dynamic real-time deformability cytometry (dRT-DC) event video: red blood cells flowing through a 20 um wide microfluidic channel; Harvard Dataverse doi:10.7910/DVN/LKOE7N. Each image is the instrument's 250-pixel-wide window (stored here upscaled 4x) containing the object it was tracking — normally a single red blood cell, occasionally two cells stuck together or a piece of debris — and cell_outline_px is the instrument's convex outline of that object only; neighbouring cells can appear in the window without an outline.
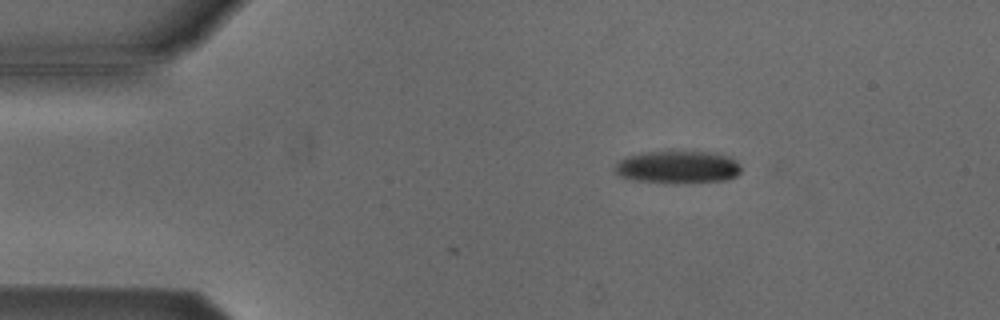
{"species": "Egyptian fruit bat (a non-hibernating species)", "species_latin": "Rousettus aegyptiacus", "temperature_condition": "cold", "stored_images_in_passage": 4, "camera_frame_rate_fps": 3000, "um_per_image_px": 0.085, "animal": {"sex": "male"}, "frame": {"image": 1, "passage_image": 1, "time_ms": 0.0, "image_size_px": [1000, 320], "cell_outline_px": [[740, 172], [736, 176], [728, 180], [676, 184], [636, 180], [620, 176], [616, 172], [616, 164], [620, 160], [628, 156], [640, 152], [672, 148], [720, 152], [732, 156], [740, 164]], "centroid_in_image_um": [57.68, 14.14], "position_along_channel_um": 27.3, "area_um2": 25.43}}